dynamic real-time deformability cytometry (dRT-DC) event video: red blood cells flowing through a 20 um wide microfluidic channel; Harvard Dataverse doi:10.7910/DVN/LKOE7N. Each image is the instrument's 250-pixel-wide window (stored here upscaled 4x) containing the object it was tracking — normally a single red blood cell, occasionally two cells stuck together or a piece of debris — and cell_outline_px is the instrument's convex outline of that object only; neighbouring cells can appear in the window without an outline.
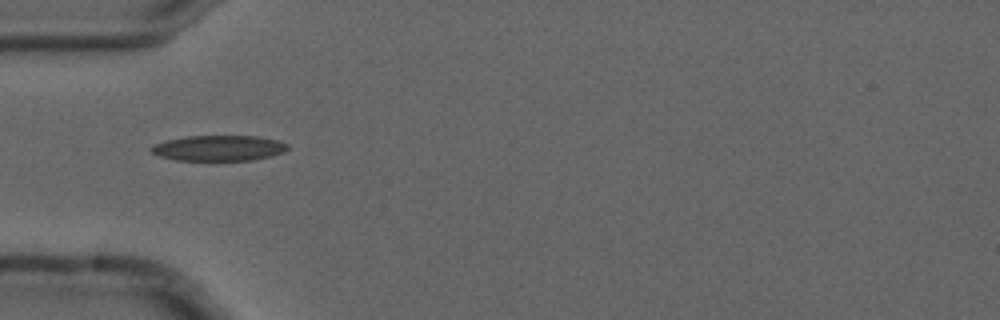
{"species": "common noctule bat (a hibernating species)", "species_latin": "Nyctalus noctula", "temperature_condition": "cold", "stored_images_in_passage": 6, "camera_frame_rate_fps": 3000, "um_per_image_px": 0.085, "animal": {"sex": "male", "forearm_length_mm": 52.5}, "frame": {"image": 1, "passage_image": 5, "time_ms": 1.333, "image_size_px": [1000, 320], "cell_outline_px": [[288, 148], [284, 152], [272, 156], [252, 160], [176, 160], [160, 156], [152, 152], [152, 148], [156, 144], [168, 140], [188, 136], [256, 136], [280, 140], [288, 144]], "centroid_in_image_um": [18.68, 12.59], "position_along_channel_um": 66.3, "area_um2": 20.11}}
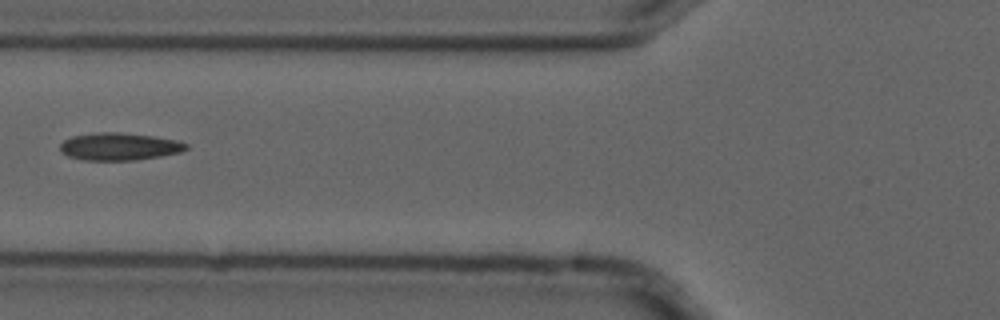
{"frame": {"image": 2, "passage_image": 6, "time_ms": 1.667, "image_size_px": [1000, 320], "cell_outline_px": [[188, 148], [180, 152], [160, 156], [136, 160], [84, 160], [68, 156], [60, 152], [60, 144], [64, 140], [72, 136], [96, 132], [120, 132], [152, 136], [176, 140], [188, 144]], "centroid_in_image_um": [10.11, 12.45], "position_along_channel_um": 115.7, "area_um2": 20.17}}